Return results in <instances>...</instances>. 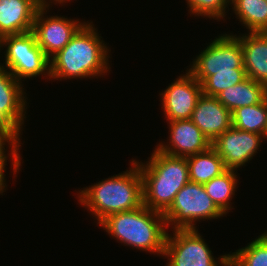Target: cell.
Returning a JSON list of instances; mask_svg holds the SVG:
<instances>
[{
	"instance_id": "obj_1",
	"label": "cell",
	"mask_w": 267,
	"mask_h": 266,
	"mask_svg": "<svg viewBox=\"0 0 267 266\" xmlns=\"http://www.w3.org/2000/svg\"><path fill=\"white\" fill-rule=\"evenodd\" d=\"M91 23H85L50 59V79L92 78L109 71L108 47Z\"/></svg>"
},
{
	"instance_id": "obj_2",
	"label": "cell",
	"mask_w": 267,
	"mask_h": 266,
	"mask_svg": "<svg viewBox=\"0 0 267 266\" xmlns=\"http://www.w3.org/2000/svg\"><path fill=\"white\" fill-rule=\"evenodd\" d=\"M78 198L95 215L97 224L111 214L141 207L143 181L138 164L132 160L130 170L83 188Z\"/></svg>"
},
{
	"instance_id": "obj_3",
	"label": "cell",
	"mask_w": 267,
	"mask_h": 266,
	"mask_svg": "<svg viewBox=\"0 0 267 266\" xmlns=\"http://www.w3.org/2000/svg\"><path fill=\"white\" fill-rule=\"evenodd\" d=\"M135 162L143 181V205L164 213L178 191L189 182L187 158L167 155L155 148L146 164Z\"/></svg>"
},
{
	"instance_id": "obj_4",
	"label": "cell",
	"mask_w": 267,
	"mask_h": 266,
	"mask_svg": "<svg viewBox=\"0 0 267 266\" xmlns=\"http://www.w3.org/2000/svg\"><path fill=\"white\" fill-rule=\"evenodd\" d=\"M99 226L127 246L162 256L164 254L168 233L165 229L168 227L164 215L145 205L130 211L111 214L103 219Z\"/></svg>"
},
{
	"instance_id": "obj_5",
	"label": "cell",
	"mask_w": 267,
	"mask_h": 266,
	"mask_svg": "<svg viewBox=\"0 0 267 266\" xmlns=\"http://www.w3.org/2000/svg\"><path fill=\"white\" fill-rule=\"evenodd\" d=\"M163 215L167 226L174 225L173 229H196L195 221L218 219L224 213L206 193L203 184L189 181L178 191Z\"/></svg>"
},
{
	"instance_id": "obj_6",
	"label": "cell",
	"mask_w": 267,
	"mask_h": 266,
	"mask_svg": "<svg viewBox=\"0 0 267 266\" xmlns=\"http://www.w3.org/2000/svg\"><path fill=\"white\" fill-rule=\"evenodd\" d=\"M3 46L7 47L5 66H0L8 69L18 81L42 74L50 78V59L38 46L32 31L2 37L0 50Z\"/></svg>"
},
{
	"instance_id": "obj_7",
	"label": "cell",
	"mask_w": 267,
	"mask_h": 266,
	"mask_svg": "<svg viewBox=\"0 0 267 266\" xmlns=\"http://www.w3.org/2000/svg\"><path fill=\"white\" fill-rule=\"evenodd\" d=\"M188 72L203 83L217 72H246L243 66V52L237 35L222 34L201 51Z\"/></svg>"
},
{
	"instance_id": "obj_8",
	"label": "cell",
	"mask_w": 267,
	"mask_h": 266,
	"mask_svg": "<svg viewBox=\"0 0 267 266\" xmlns=\"http://www.w3.org/2000/svg\"><path fill=\"white\" fill-rule=\"evenodd\" d=\"M163 256L169 260L167 266H229V254L216 261L198 229H174L173 236L167 233Z\"/></svg>"
},
{
	"instance_id": "obj_9",
	"label": "cell",
	"mask_w": 267,
	"mask_h": 266,
	"mask_svg": "<svg viewBox=\"0 0 267 266\" xmlns=\"http://www.w3.org/2000/svg\"><path fill=\"white\" fill-rule=\"evenodd\" d=\"M46 6H41L35 15L32 32L35 35L38 46L44 54L51 59L61 51L86 23L60 16H44L47 13ZM45 17V18H44ZM79 22V23H78Z\"/></svg>"
},
{
	"instance_id": "obj_10",
	"label": "cell",
	"mask_w": 267,
	"mask_h": 266,
	"mask_svg": "<svg viewBox=\"0 0 267 266\" xmlns=\"http://www.w3.org/2000/svg\"><path fill=\"white\" fill-rule=\"evenodd\" d=\"M263 139L261 134L231 126L211 142V147L222 158L227 169L237 170L253 158Z\"/></svg>"
},
{
	"instance_id": "obj_11",
	"label": "cell",
	"mask_w": 267,
	"mask_h": 266,
	"mask_svg": "<svg viewBox=\"0 0 267 266\" xmlns=\"http://www.w3.org/2000/svg\"><path fill=\"white\" fill-rule=\"evenodd\" d=\"M160 95L167 121L190 119L202 95V85L187 71Z\"/></svg>"
},
{
	"instance_id": "obj_12",
	"label": "cell",
	"mask_w": 267,
	"mask_h": 266,
	"mask_svg": "<svg viewBox=\"0 0 267 266\" xmlns=\"http://www.w3.org/2000/svg\"><path fill=\"white\" fill-rule=\"evenodd\" d=\"M168 122L170 141L167 145L159 143L156 146L161 152L175 157H188L207 151L211 147V141L191 119Z\"/></svg>"
},
{
	"instance_id": "obj_13",
	"label": "cell",
	"mask_w": 267,
	"mask_h": 266,
	"mask_svg": "<svg viewBox=\"0 0 267 266\" xmlns=\"http://www.w3.org/2000/svg\"><path fill=\"white\" fill-rule=\"evenodd\" d=\"M190 119L211 142L232 126L231 112L216 97L204 94L198 98Z\"/></svg>"
},
{
	"instance_id": "obj_14",
	"label": "cell",
	"mask_w": 267,
	"mask_h": 266,
	"mask_svg": "<svg viewBox=\"0 0 267 266\" xmlns=\"http://www.w3.org/2000/svg\"><path fill=\"white\" fill-rule=\"evenodd\" d=\"M12 73L0 66V114L21 134L24 125L26 93ZM25 95V96H24ZM25 116V117H24Z\"/></svg>"
},
{
	"instance_id": "obj_15",
	"label": "cell",
	"mask_w": 267,
	"mask_h": 266,
	"mask_svg": "<svg viewBox=\"0 0 267 266\" xmlns=\"http://www.w3.org/2000/svg\"><path fill=\"white\" fill-rule=\"evenodd\" d=\"M40 7L34 0H0V39L32 31Z\"/></svg>"
},
{
	"instance_id": "obj_16",
	"label": "cell",
	"mask_w": 267,
	"mask_h": 266,
	"mask_svg": "<svg viewBox=\"0 0 267 266\" xmlns=\"http://www.w3.org/2000/svg\"><path fill=\"white\" fill-rule=\"evenodd\" d=\"M237 38L241 43L247 77L267 87V32H248Z\"/></svg>"
},
{
	"instance_id": "obj_17",
	"label": "cell",
	"mask_w": 267,
	"mask_h": 266,
	"mask_svg": "<svg viewBox=\"0 0 267 266\" xmlns=\"http://www.w3.org/2000/svg\"><path fill=\"white\" fill-rule=\"evenodd\" d=\"M266 97L267 87L249 77L216 96L230 112L240 107L261 103Z\"/></svg>"
},
{
	"instance_id": "obj_18",
	"label": "cell",
	"mask_w": 267,
	"mask_h": 266,
	"mask_svg": "<svg viewBox=\"0 0 267 266\" xmlns=\"http://www.w3.org/2000/svg\"><path fill=\"white\" fill-rule=\"evenodd\" d=\"M186 158L189 181L193 183L205 184L227 170L224 161L212 147Z\"/></svg>"
},
{
	"instance_id": "obj_19",
	"label": "cell",
	"mask_w": 267,
	"mask_h": 266,
	"mask_svg": "<svg viewBox=\"0 0 267 266\" xmlns=\"http://www.w3.org/2000/svg\"><path fill=\"white\" fill-rule=\"evenodd\" d=\"M230 4L249 33L267 32V0H230Z\"/></svg>"
},
{
	"instance_id": "obj_20",
	"label": "cell",
	"mask_w": 267,
	"mask_h": 266,
	"mask_svg": "<svg viewBox=\"0 0 267 266\" xmlns=\"http://www.w3.org/2000/svg\"><path fill=\"white\" fill-rule=\"evenodd\" d=\"M232 126L243 131L261 134L267 130V97L258 104L244 106L231 112Z\"/></svg>"
},
{
	"instance_id": "obj_21",
	"label": "cell",
	"mask_w": 267,
	"mask_h": 266,
	"mask_svg": "<svg viewBox=\"0 0 267 266\" xmlns=\"http://www.w3.org/2000/svg\"><path fill=\"white\" fill-rule=\"evenodd\" d=\"M235 171L237 173V170L227 169L221 175L203 184L206 193L224 214L231 209L229 202L237 188L238 180Z\"/></svg>"
},
{
	"instance_id": "obj_22",
	"label": "cell",
	"mask_w": 267,
	"mask_h": 266,
	"mask_svg": "<svg viewBox=\"0 0 267 266\" xmlns=\"http://www.w3.org/2000/svg\"><path fill=\"white\" fill-rule=\"evenodd\" d=\"M229 266H267V232L229 254Z\"/></svg>"
},
{
	"instance_id": "obj_23",
	"label": "cell",
	"mask_w": 267,
	"mask_h": 266,
	"mask_svg": "<svg viewBox=\"0 0 267 266\" xmlns=\"http://www.w3.org/2000/svg\"><path fill=\"white\" fill-rule=\"evenodd\" d=\"M247 78L246 72H217L209 76L202 85V94L216 97L220 92Z\"/></svg>"
},
{
	"instance_id": "obj_24",
	"label": "cell",
	"mask_w": 267,
	"mask_h": 266,
	"mask_svg": "<svg viewBox=\"0 0 267 266\" xmlns=\"http://www.w3.org/2000/svg\"><path fill=\"white\" fill-rule=\"evenodd\" d=\"M189 11L198 16H205L215 20L223 19L226 14V7L230 0H186ZM217 18V19H216Z\"/></svg>"
},
{
	"instance_id": "obj_25",
	"label": "cell",
	"mask_w": 267,
	"mask_h": 266,
	"mask_svg": "<svg viewBox=\"0 0 267 266\" xmlns=\"http://www.w3.org/2000/svg\"><path fill=\"white\" fill-rule=\"evenodd\" d=\"M6 142H8V145H10L12 148L9 147V149H11L10 154H8L9 156L12 155V167H13V172H17L20 168L19 166L21 165V159H20V154L18 152V149L8 138H1L0 137V166H5L7 165V158L8 155H6L5 153V144Z\"/></svg>"
},
{
	"instance_id": "obj_26",
	"label": "cell",
	"mask_w": 267,
	"mask_h": 266,
	"mask_svg": "<svg viewBox=\"0 0 267 266\" xmlns=\"http://www.w3.org/2000/svg\"><path fill=\"white\" fill-rule=\"evenodd\" d=\"M20 133L0 114V137L8 138L17 148L20 147Z\"/></svg>"
},
{
	"instance_id": "obj_27",
	"label": "cell",
	"mask_w": 267,
	"mask_h": 266,
	"mask_svg": "<svg viewBox=\"0 0 267 266\" xmlns=\"http://www.w3.org/2000/svg\"><path fill=\"white\" fill-rule=\"evenodd\" d=\"M4 172H5V166H0V194L3 193L4 190H6L5 187H7L5 183L6 181L4 177L5 176Z\"/></svg>"
},
{
	"instance_id": "obj_28",
	"label": "cell",
	"mask_w": 267,
	"mask_h": 266,
	"mask_svg": "<svg viewBox=\"0 0 267 266\" xmlns=\"http://www.w3.org/2000/svg\"><path fill=\"white\" fill-rule=\"evenodd\" d=\"M34 1H36L40 6H46V7L50 6L47 0H34Z\"/></svg>"
},
{
	"instance_id": "obj_29",
	"label": "cell",
	"mask_w": 267,
	"mask_h": 266,
	"mask_svg": "<svg viewBox=\"0 0 267 266\" xmlns=\"http://www.w3.org/2000/svg\"><path fill=\"white\" fill-rule=\"evenodd\" d=\"M50 1H52V0H50ZM67 1H70V0H53V2H56L55 5H56L57 3H60V4H61V3H64V2L66 3Z\"/></svg>"
}]
</instances>
